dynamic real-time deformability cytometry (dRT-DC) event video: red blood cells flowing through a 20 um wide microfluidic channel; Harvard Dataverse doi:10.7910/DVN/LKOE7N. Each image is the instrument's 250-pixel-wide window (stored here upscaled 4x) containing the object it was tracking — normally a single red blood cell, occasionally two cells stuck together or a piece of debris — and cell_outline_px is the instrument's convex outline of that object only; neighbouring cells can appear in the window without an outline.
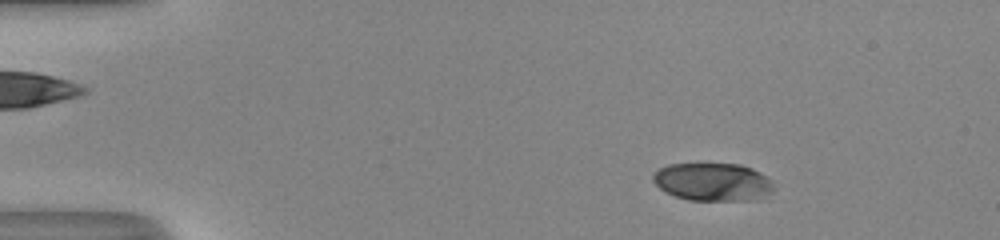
{"species": "human", "species_latin": "Homo sapiens", "temperature_condition": "room temperature", "stored_images_in_passage": 50, "camera_frame_rate_fps": 3000, "um_per_image_px": 0.085, "donor": {"sex": "male"}, "frame": {"image": 1, "passage_image": 6, "time_ms": 1.667, "image_size_px": [1000, 240], "cell_outline_px": [[776, 188], [772, 192], [756, 200], [688, 200], [676, 196], [660, 188], [652, 180], [652, 172], [668, 164], [740, 164], [752, 168], [772, 180]], "centroid_in_image_um": [60.61, 15.46], "position_along_channel_um": 24.4, "area_um2": 26.82}}
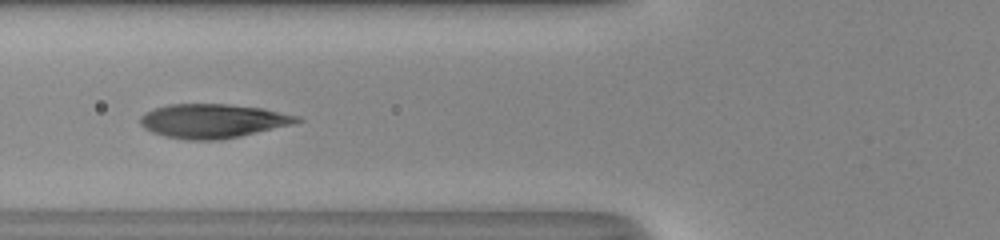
{"frame": {"image": 2, "passage_image": 19, "time_ms": 6.0, "image_size_px": [1000, 240], "cell_outline_px": [[304, 120], [292, 124], [240, 136], [220, 140], [188, 140], [164, 136], [152, 132], [144, 128], [140, 124], [140, 116], [144, 112], [168, 104], [228, 104], [264, 108], [300, 116]], "centroid_in_image_um": [18.09, 10.27], "position_along_channel_um": 107.7, "area_um2": 31.21}}
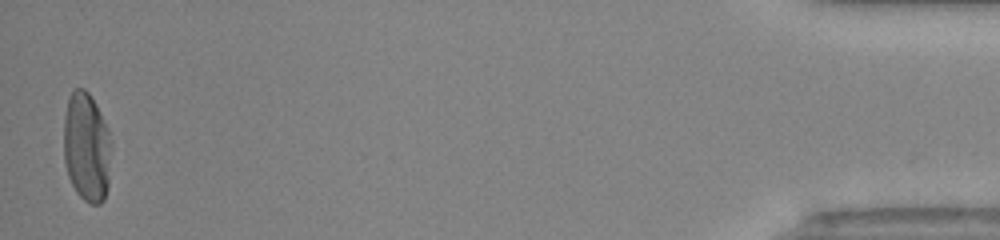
{"frame": {"image": 3, "passage_image": 49, "time_ms": 16.0, "image_size_px": [1000, 240], "cell_outline_px": [[112, 148], [108, 188], [104, 200], [100, 204], [92, 204], [84, 200], [76, 192], [68, 176], [64, 160], [64, 116], [68, 96], [76, 88], [84, 88], [88, 92], [96, 104], [108, 128], [112, 140]], "centroid_in_image_um": [7.38, 12.51], "position_along_channel_um": 427.8, "area_um2": 30.92}, "authors_computed_cell_mechanics": {"area_um2": 30.4895, "velocity_mm_per_s": 4.0952, "shape_relaxation_time_tau1_ms": 3.2521, "shape_relaxation_time_tau2_ms": null, "deformation_change_tau1": 0.2054, "deformation_change_tau2": null}}